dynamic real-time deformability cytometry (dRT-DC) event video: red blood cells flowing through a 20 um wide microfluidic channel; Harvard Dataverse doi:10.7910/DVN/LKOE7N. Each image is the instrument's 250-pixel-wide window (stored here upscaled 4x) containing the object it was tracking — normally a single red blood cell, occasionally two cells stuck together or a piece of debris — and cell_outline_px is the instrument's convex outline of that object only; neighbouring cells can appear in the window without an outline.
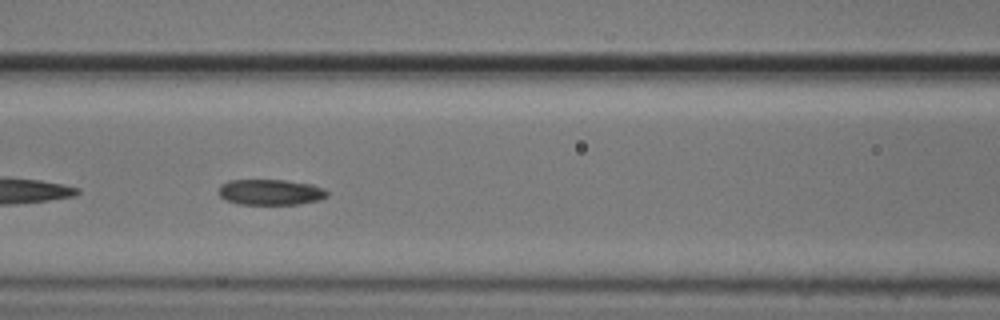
{"species": "common noctule bat (a hibernating species)", "species_latin": "Nyctalus noctula", "temperature_condition": "cold", "stored_images_in_passage": 34, "camera_frame_rate_fps": 3000, "um_per_image_px": 0.085, "animal": {"sex": "male", "body_mass_g": 20.5, "forearm_length_mm": 52.5}, "frame": {"image": 1, "passage_image": 14, "time_ms": 4.333, "image_size_px": [1000, 320], "cell_outline_px": [[328, 196], [320, 200], [300, 204], [236, 204], [224, 200], [220, 196], [220, 184], [228, 180], [284, 180], [312, 184], [324, 188], [328, 192]], "centroid_in_image_um": [23.0, 16.33], "position_along_channel_um": 143.6, "area_um2": 16.42}}
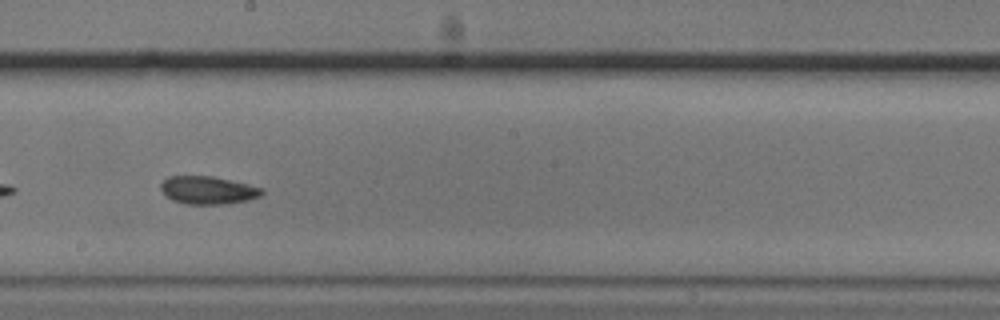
{"frame": {"image": 2, "passage_image": 21, "time_ms": 6.667, "image_size_px": [1000, 320], "cell_outline_px": [[264, 192], [260, 196], [248, 200], [224, 204], [184, 204], [172, 200], [160, 188], [160, 184], [168, 176], [212, 176], [248, 184], [264, 188]], "centroid_in_image_um": [17.69, 16.16], "position_along_channel_um": 230.5, "area_um2": 16.42}}
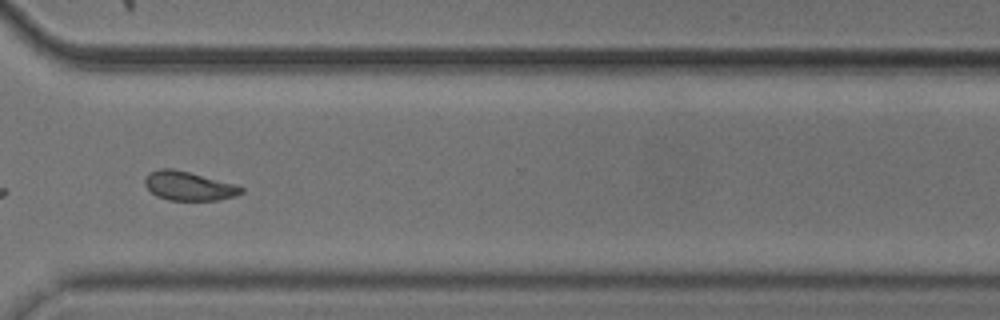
{"frame": {"image": 3, "passage_image": 31, "time_ms": 10.0, "image_size_px": [1000, 320], "cell_outline_px": [[244, 192], [236, 196], [216, 200], [168, 200], [156, 196], [144, 184], [144, 180], [148, 172], [160, 168], [172, 168], [236, 184], [244, 188]], "centroid_in_image_um": [16.04, 15.81], "position_along_channel_um": 354.6, "area_um2": 16.3}, "authors_computed_cell_mechanics": {"area_um2": 16.6464, "velocity_mm_per_s": 3.7264, "shape_relaxation_time_tau1_ms": 8.1567, "shape_relaxation_time_tau2_ms": 3.2793, "deformation_change_tau1": 0.1436, "deformation_change_tau2": 0.089}}